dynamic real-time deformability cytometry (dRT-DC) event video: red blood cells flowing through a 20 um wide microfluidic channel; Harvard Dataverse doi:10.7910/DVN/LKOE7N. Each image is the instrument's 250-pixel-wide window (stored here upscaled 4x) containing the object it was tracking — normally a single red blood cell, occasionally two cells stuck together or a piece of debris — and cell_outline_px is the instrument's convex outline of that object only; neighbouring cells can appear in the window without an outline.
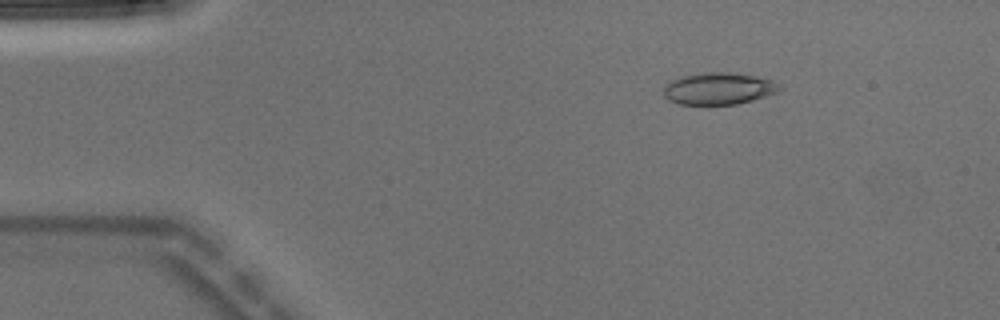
{"species": "Egyptian fruit bat (a non-hibernating species)", "species_latin": "Rousettus aegyptiacus", "temperature_condition": "warm", "stored_images_in_passage": 5, "camera_frame_rate_fps": 3000, "um_per_image_px": 0.085, "animal": {"sex": "male"}, "frame": {"image": 1, "passage_image": 3, "time_ms": 0.667, "image_size_px": [1000, 320], "cell_outline_px": [[784, 88], [776, 92], [752, 100], [736, 104], [680, 104], [668, 100], [664, 96], [664, 88], [672, 80], [696, 72], [728, 72], [756, 76], [772, 80]], "centroid_in_image_um": [61.09, 7.52], "position_along_channel_um": 23.9, "area_um2": 21.44}}